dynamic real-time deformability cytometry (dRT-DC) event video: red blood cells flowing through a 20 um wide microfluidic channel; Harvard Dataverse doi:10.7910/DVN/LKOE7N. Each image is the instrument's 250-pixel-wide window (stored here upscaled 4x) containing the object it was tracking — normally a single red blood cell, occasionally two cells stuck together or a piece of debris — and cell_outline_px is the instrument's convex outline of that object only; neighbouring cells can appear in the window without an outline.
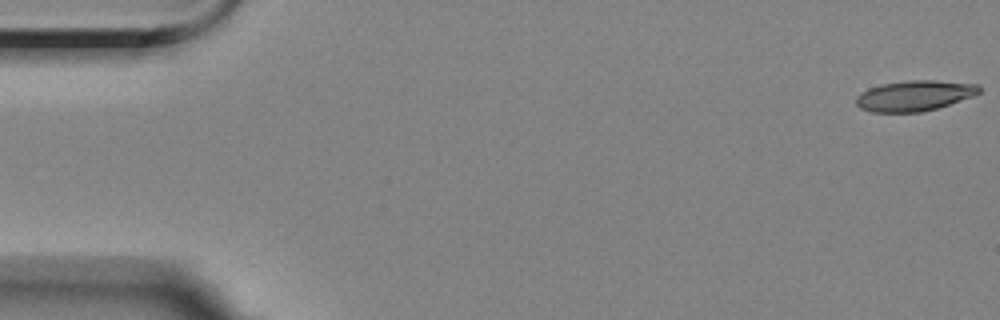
{"species": "Egyptian fruit bat (a non-hibernating species)", "species_latin": "Rousettus aegyptiacus", "temperature_condition": "room temperature", "stored_images_in_passage": 4, "camera_frame_rate_fps": 3000, "um_per_image_px": 0.085, "animal": {"sex": "female"}, "frame": {"image": 1, "passage_image": 1, "time_ms": 0.0, "image_size_px": [1000, 320], "cell_outline_px": [[980, 92], [972, 96], [936, 108], [920, 112], [872, 112], [860, 108], [856, 104], [856, 96], [860, 92], [868, 88], [884, 84], [908, 80], [932, 80], [980, 84]], "centroid_in_image_um": [77.7, 8.13], "position_along_channel_um": 7.3, "area_um2": 21.73}}
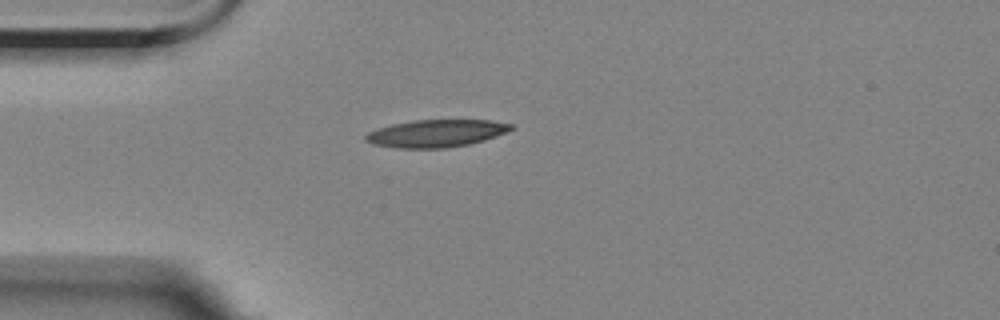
{"frame": {"image": 2, "passage_image": 4, "time_ms": 4.667, "image_size_px": [1000, 320], "cell_outline_px": [[516, 128], [508, 132], [484, 140], [468, 144], [448, 148], [396, 148], [372, 144], [364, 140], [364, 136], [368, 132], [392, 124], [416, 120], [492, 120], [512, 124]], "centroid_in_image_um": [37.1, 11.34], "position_along_channel_um": 47.9, "area_um2": 23.35}}